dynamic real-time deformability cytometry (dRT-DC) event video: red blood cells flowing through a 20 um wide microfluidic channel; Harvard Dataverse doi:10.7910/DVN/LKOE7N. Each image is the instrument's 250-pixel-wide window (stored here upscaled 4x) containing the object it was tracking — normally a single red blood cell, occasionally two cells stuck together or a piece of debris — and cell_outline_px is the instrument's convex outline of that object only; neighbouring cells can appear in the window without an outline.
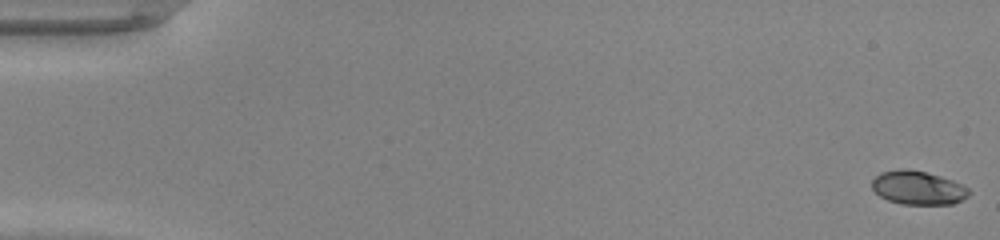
{"species": "common noctule bat (a hibernating species)", "species_latin": "Nyctalus noctula", "temperature_condition": "warm", "stored_images_in_passage": 49, "camera_frame_rate_fps": 3000, "um_per_image_px": 0.085, "animal": {"sex": "male", "body_mass_g": 20.0, "forearm_length_mm": 53.3}, "frame": {"image": 1, "passage_image": 1, "time_ms": 0.0, "image_size_px": [1000, 240], "cell_outline_px": [[972, 192], [968, 196], [952, 204], [900, 204], [888, 200], [880, 196], [872, 188], [872, 180], [880, 172], [900, 168], [908, 168], [940, 176], [952, 180], [968, 188]], "centroid_in_image_um": [78.01, 15.95], "position_along_channel_um": 7.0, "area_um2": 19.02}}
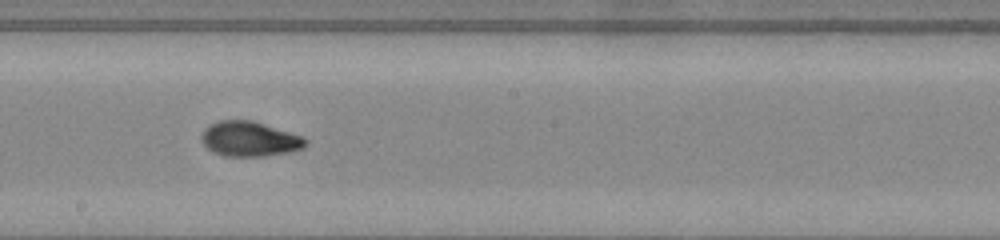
{"frame": {"image": 2, "passage_image": 28, "time_ms": 9.0, "image_size_px": [1000, 240], "cell_outline_px": [[308, 144], [304, 148], [292, 152], [264, 156], [224, 156], [208, 148], [200, 140], [200, 136], [204, 128], [208, 124], [220, 120], [252, 120], [304, 136], [308, 140]], "centroid_in_image_um": [21.24, 11.8], "position_along_channel_um": 227.0, "area_um2": 21.5}}
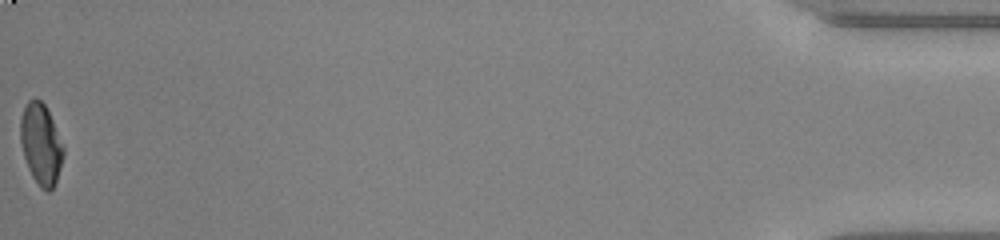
{"frame": {"image": 3, "passage_image": 49, "time_ms": 16.0, "image_size_px": [1000, 240], "cell_outline_px": [[64, 152], [60, 168], [56, 180], [52, 188], [48, 192], [40, 188], [32, 176], [28, 168], [24, 156], [20, 140], [20, 116], [28, 100], [40, 100], [44, 104], [52, 120], [64, 148]], "centroid_in_image_um": [3.46, 12.27], "position_along_channel_um": 431.7, "area_um2": 19.94}, "authors_computed_cell_mechanics": {"area_um2": 20.4034, "velocity_mm_per_s": 4.2989, "shape_relaxation_time_tau1_ms": 4.9113, "shape_relaxation_time_tau2_ms": 0.8732, "deformation_change_tau1": 0.2069, "deformation_change_tau2": 0.0526}}